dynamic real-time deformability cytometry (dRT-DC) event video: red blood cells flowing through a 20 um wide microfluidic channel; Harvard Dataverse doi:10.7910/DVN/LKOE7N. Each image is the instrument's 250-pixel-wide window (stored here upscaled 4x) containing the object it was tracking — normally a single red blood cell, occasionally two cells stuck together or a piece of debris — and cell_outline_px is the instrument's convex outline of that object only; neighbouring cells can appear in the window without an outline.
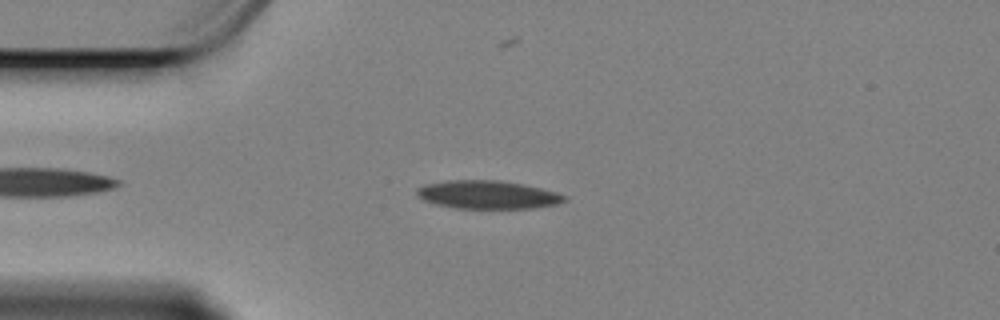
{"species": "Egyptian fruit bat (a non-hibernating species)", "species_latin": "Rousettus aegyptiacus", "temperature_condition": "cold", "stored_images_in_passage": 52, "camera_frame_rate_fps": 3000, "um_per_image_px": 0.085, "animal": {"sex": "female"}, "frame": {"image": 1, "passage_image": 7, "time_ms": 2.0, "image_size_px": [1000, 320], "cell_outline_px": [[568, 200], [556, 204], [532, 208], [456, 208], [436, 204], [424, 200], [416, 196], [416, 188], [428, 184], [452, 180], [500, 180], [540, 188], [556, 192], [568, 196]], "centroid_in_image_um": [41.46, 16.55], "position_along_channel_um": 43.5, "area_um2": 24.1}}
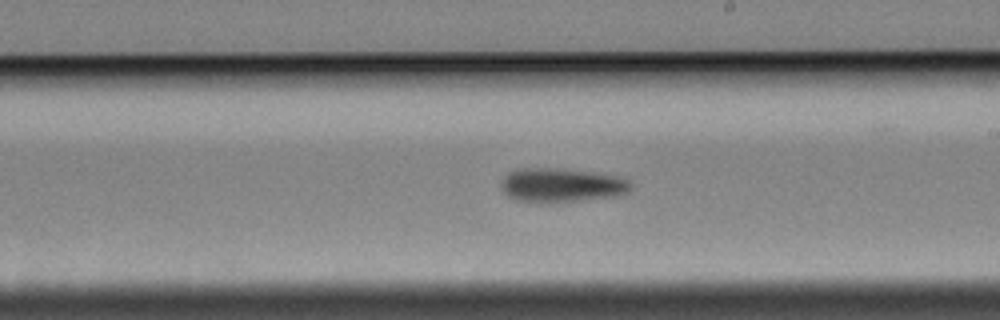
{"frame": {"image": 2, "passage_image": 26, "time_ms": 8.333, "image_size_px": [1000, 320], "cell_outline_px": [[632, 188], [628, 192], [616, 196], [580, 200], [540, 204], [536, 204], [516, 200], [508, 196], [500, 188], [500, 184], [504, 176], [508, 172], [516, 168], [556, 168], [592, 172], [616, 176], [628, 180], [632, 184]], "centroid_in_image_um": [47.66, 15.75], "position_along_channel_um": 241.3, "area_um2": 26.13}}
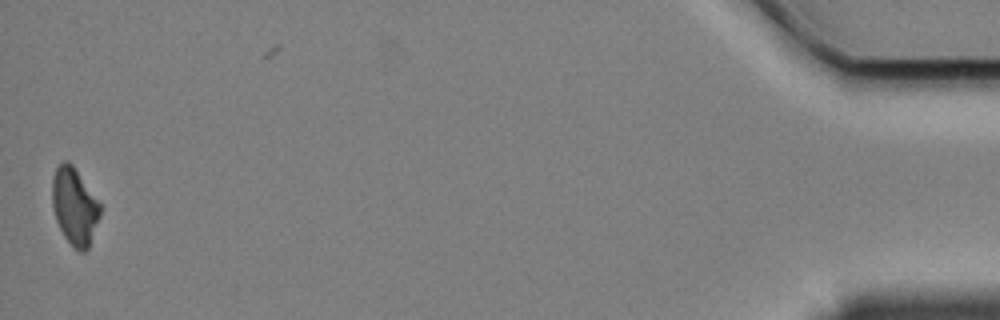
{"frame": {"image": 3, "passage_image": 51, "time_ms": 16.667, "image_size_px": [1000, 320], "cell_outline_px": [[100, 216], [88, 248], [84, 252], [80, 252], [64, 236], [56, 220], [52, 204], [52, 180], [56, 168], [64, 160], [68, 160], [72, 164], [100, 204]], "centroid_in_image_um": [6.32, 17.53], "position_along_channel_um": 428.9, "area_um2": 21.1}, "authors_computed_cell_mechanics": {"area_um2": 23.9003, "velocity_mm_per_s": 3.379, "shape_relaxation_time_tau1_ms": 6.5432, "shape_relaxation_time_tau2_ms": null, "deformation_change_tau1": 0.1282, "deformation_change_tau2": null}}